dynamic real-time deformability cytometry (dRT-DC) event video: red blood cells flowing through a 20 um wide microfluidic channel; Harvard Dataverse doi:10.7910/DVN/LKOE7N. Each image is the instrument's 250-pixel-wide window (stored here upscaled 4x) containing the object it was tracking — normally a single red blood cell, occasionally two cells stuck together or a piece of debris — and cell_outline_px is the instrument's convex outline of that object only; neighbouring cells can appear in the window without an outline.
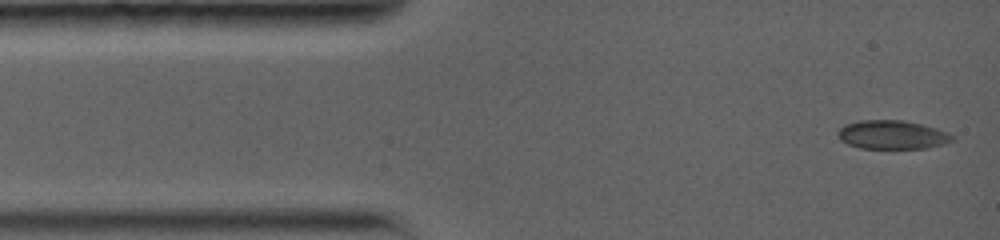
{"species": "common noctule bat (a hibernating species)", "species_latin": "Nyctalus noctula", "temperature_condition": "warm", "stored_images_in_passage": 18, "camera_frame_rate_fps": 5000, "um_per_image_px": 0.085, "animal": {"sex": "female", "body_mass_g": 19.0, "forearm_length_mm": 56.7}, "frame": {"image": 1, "passage_image": 1, "time_ms": 0.0, "image_size_px": [1000, 240], "cell_outline_px": [[956, 136], [952, 140], [944, 144], [928, 148], [860, 148], [848, 144], [840, 140], [836, 132], [844, 124], [860, 120], [904, 120], [936, 128], [948, 132]], "centroid_in_image_um": [75.83, 11.45], "position_along_channel_um": 9.2, "area_um2": 19.25}}
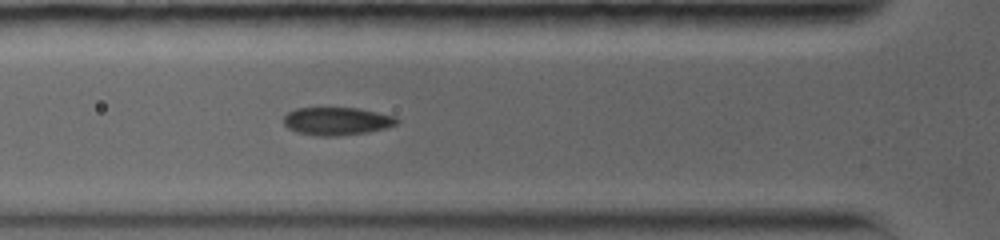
{"frame": {"image": 2, "passage_image": 10, "time_ms": 4.0, "image_size_px": [1000, 240], "cell_outline_px": [[400, 120], [396, 124], [384, 128], [368, 132], [336, 136], [320, 136], [296, 132], [288, 128], [284, 124], [284, 116], [288, 112], [296, 108], [356, 108], [396, 116]], "centroid_in_image_um": [28.62, 10.3], "position_along_channel_um": 97.2, "area_um2": 18.32}}
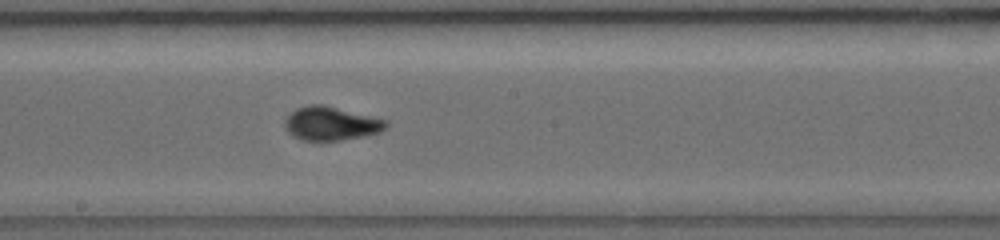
{"frame": {"image": 3, "passage_image": 17, "time_ms": 7.2, "image_size_px": [1000, 240], "cell_outline_px": [[388, 124], [380, 132], [364, 136], [340, 140], [300, 140], [292, 136], [284, 128], [284, 120], [296, 108], [308, 104], [324, 104], [388, 120]], "centroid_in_image_um": [28.11, 10.49], "position_along_channel_um": 220.1, "area_um2": 20.0}}